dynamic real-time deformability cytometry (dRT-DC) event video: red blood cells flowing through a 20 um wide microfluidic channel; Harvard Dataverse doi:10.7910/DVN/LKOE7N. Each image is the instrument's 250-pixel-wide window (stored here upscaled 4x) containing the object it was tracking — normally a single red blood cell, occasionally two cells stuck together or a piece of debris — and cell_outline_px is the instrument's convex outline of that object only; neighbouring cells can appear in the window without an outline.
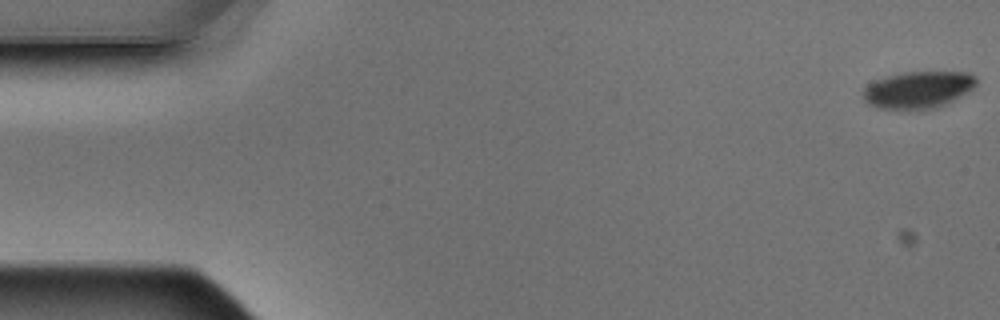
{"species": "Egyptian fruit bat (a non-hibernating species)", "species_latin": "Rousettus aegyptiacus", "temperature_condition": "warm", "stored_images_in_passage": 5, "segment_of_instrument_passage": [2, 2], "camera_frame_rate_fps": 3000, "um_per_image_px": 0.085, "animal": {"sex": "male"}, "frame": {"image": 1, "passage_image": 5, "time_ms": 1.333, "image_size_px": [1000, 320], "cell_outline_px": [[976, 84], [968, 92], [936, 108], [876, 108], [868, 104], [864, 100], [864, 88], [868, 84], [876, 80], [888, 76], [908, 72], [968, 72], [976, 76]], "centroid_in_image_um": [78.05, 7.61], "position_along_channel_um": 7.0, "area_um2": 23.93}}